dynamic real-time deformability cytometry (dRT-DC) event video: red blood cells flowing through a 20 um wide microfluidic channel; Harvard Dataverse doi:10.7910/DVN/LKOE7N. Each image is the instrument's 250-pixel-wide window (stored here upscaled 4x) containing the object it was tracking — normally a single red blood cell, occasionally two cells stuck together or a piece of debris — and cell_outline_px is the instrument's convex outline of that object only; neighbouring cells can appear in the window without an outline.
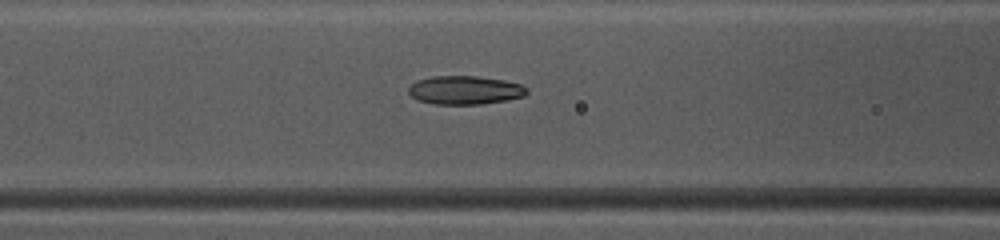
{"species": "common noctule bat (a hibernating species)", "species_latin": "Nyctalus noctula", "temperature_condition": "warm", "stored_images_in_passage": 48, "camera_frame_rate_fps": 3000, "um_per_image_px": 0.085, "animal": {"sex": "female", "body_mass_g": 10.0, "forearm_length_mm": 53.1}, "frame": {"image": 1, "passage_image": 21, "time_ms": 6.667, "image_size_px": [1000, 240], "cell_outline_px": [[528, 92], [524, 96], [508, 100], [480, 104], [432, 104], [416, 100], [408, 92], [408, 88], [416, 80], [432, 76], [476, 76], [504, 80], [520, 84], [528, 88]], "centroid_in_image_um": [39.51, 7.66], "position_along_channel_um": 127.1, "area_um2": 19.83}}
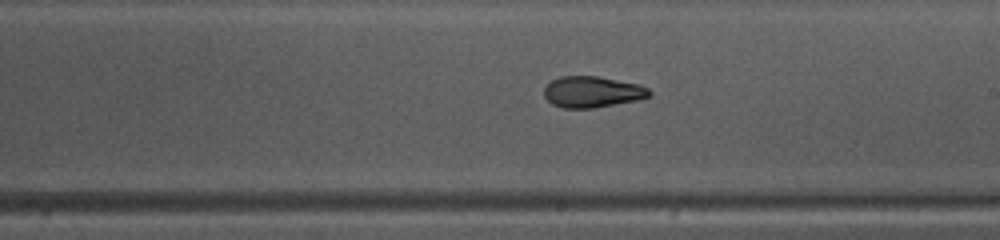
{"frame": {"image": 2, "passage_image": 29, "time_ms": 9.333, "image_size_px": [1000, 240], "cell_outline_px": [[652, 96], [640, 100], [596, 108], [564, 108], [552, 104], [544, 96], [544, 88], [552, 80], [560, 76], [596, 76], [640, 84], [648, 88], [652, 92]], "centroid_in_image_um": [50.39, 7.82], "position_along_channel_um": 238.6, "area_um2": 19.36}}
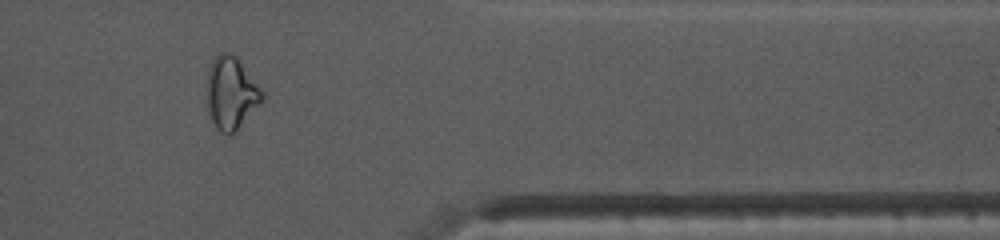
{"frame": {"image": 3, "passage_image": 41, "time_ms": 13.333, "image_size_px": [1000, 240], "cell_outline_px": [[264, 100], [236, 132], [232, 136], [228, 136], [220, 132], [216, 128], [212, 120], [208, 104], [208, 68], [212, 60], [220, 52], [232, 52], [240, 60], [264, 92]], "centroid_in_image_um": [19.68, 7.92], "position_along_channel_um": 391.7, "area_um2": 23.58}}